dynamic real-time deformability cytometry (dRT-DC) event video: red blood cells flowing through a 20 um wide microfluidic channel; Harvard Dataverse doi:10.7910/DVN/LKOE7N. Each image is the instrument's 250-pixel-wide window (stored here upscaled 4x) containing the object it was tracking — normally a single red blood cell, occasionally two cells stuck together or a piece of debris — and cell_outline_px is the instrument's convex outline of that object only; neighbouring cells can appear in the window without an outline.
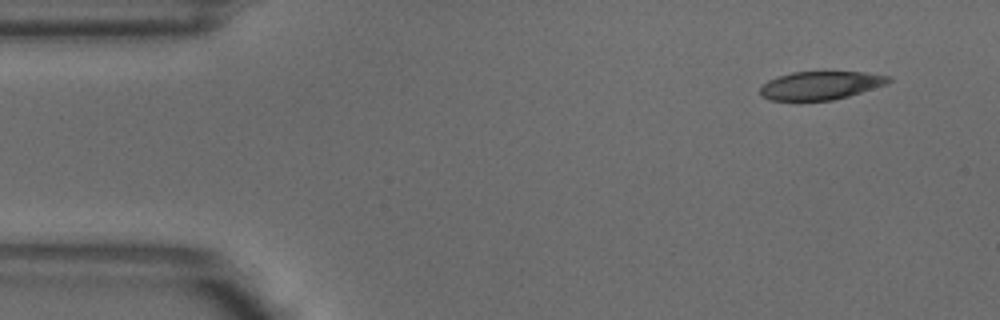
{"species": "common noctule bat (a hibernating species)", "species_latin": "Nyctalus noctula", "temperature_condition": "warm", "stored_images_in_passage": 5, "segment_of_instrument_passage": [2, 2], "camera_frame_rate_fps": 3000, "um_per_image_px": 0.085, "animal": {"sex": "male", "body_mass_g": 18.8}, "frame": {"image": 1, "passage_image": 5, "time_ms": 1.333, "image_size_px": [1000, 320], "cell_outline_px": [[892, 80], [888, 84], [848, 96], [832, 100], [768, 100], [760, 96], [760, 88], [768, 80], [776, 76], [792, 72], [864, 72], [892, 76]], "centroid_in_image_um": [69.76, 7.25], "position_along_channel_um": 15.2, "area_um2": 21.27}}